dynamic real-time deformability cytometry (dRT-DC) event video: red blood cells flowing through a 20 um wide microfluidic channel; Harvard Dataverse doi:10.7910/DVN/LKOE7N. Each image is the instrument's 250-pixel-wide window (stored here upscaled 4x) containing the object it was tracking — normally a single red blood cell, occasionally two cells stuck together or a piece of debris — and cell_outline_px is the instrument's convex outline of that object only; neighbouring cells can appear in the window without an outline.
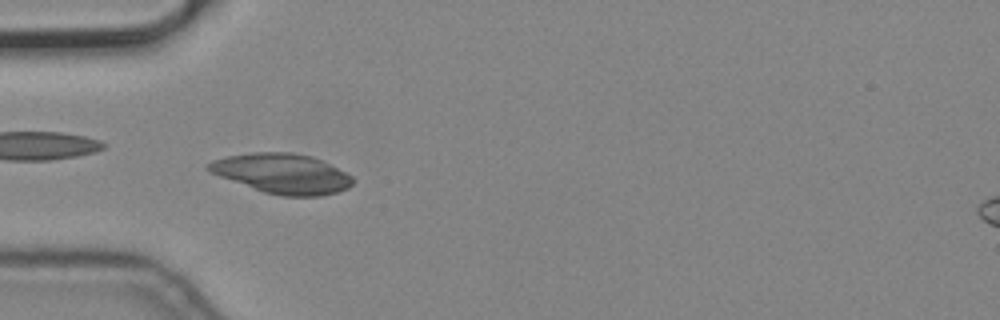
{"species": "common noctule bat (a hibernating species)", "species_latin": "Nyctalus noctula", "temperature_condition": "cold", "stored_images_in_passage": 6, "camera_frame_rate_fps": 3000, "um_per_image_px": 0.085, "animal": {"sex": "male", "body_mass_g": 19.2, "forearm_length_mm": 51.8}, "frame": {"image": 1, "passage_image": 5, "time_ms": 1.333, "image_size_px": [1000, 320], "cell_outline_px": [[352, 184], [348, 188], [336, 192], [320, 196], [280, 196], [264, 192], [208, 172], [204, 168], [204, 164], [212, 160], [228, 156], [252, 152], [292, 152], [312, 156], [352, 176]], "centroid_in_image_um": [23.92, 14.75], "position_along_channel_um": 61.1, "area_um2": 33.41}}